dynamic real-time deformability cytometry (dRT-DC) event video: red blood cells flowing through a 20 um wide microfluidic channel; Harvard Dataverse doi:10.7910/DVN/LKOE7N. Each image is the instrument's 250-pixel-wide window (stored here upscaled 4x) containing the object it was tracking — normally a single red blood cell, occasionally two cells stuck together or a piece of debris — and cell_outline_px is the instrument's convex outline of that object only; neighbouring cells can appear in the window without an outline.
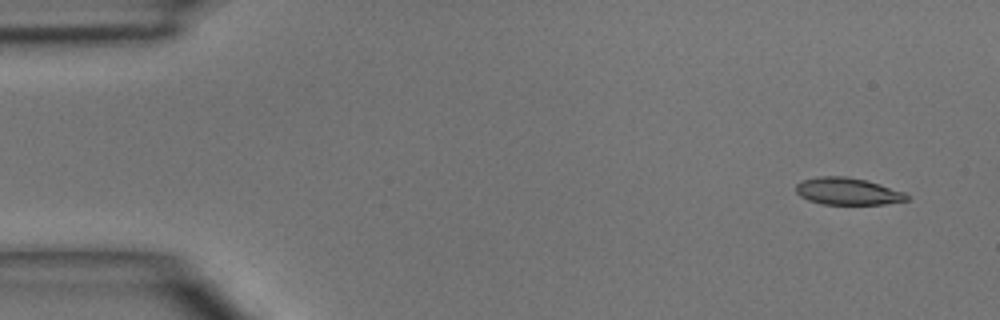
{"species": "common noctule bat (a hibernating species)", "species_latin": "Nyctalus noctula", "temperature_condition": "room temperature", "stored_images_in_passage": 5, "segment_of_instrument_passage": [1, 2], "camera_frame_rate_fps": 3000, "um_per_image_px": 0.085, "animal": {"sex": "male", "body_mass_g": 15.6}, "frame": {"image": 1, "passage_image": 1, "time_ms": 0.0, "image_size_px": [1000, 320], "cell_outline_px": [[908, 200], [884, 204], [824, 204], [808, 200], [800, 196], [796, 192], [796, 184], [804, 180], [820, 176], [848, 176], [868, 180], [904, 192], [908, 196]], "centroid_in_image_um": [72.05, 16.25], "position_along_channel_um": 12.9, "area_um2": 17.46}}
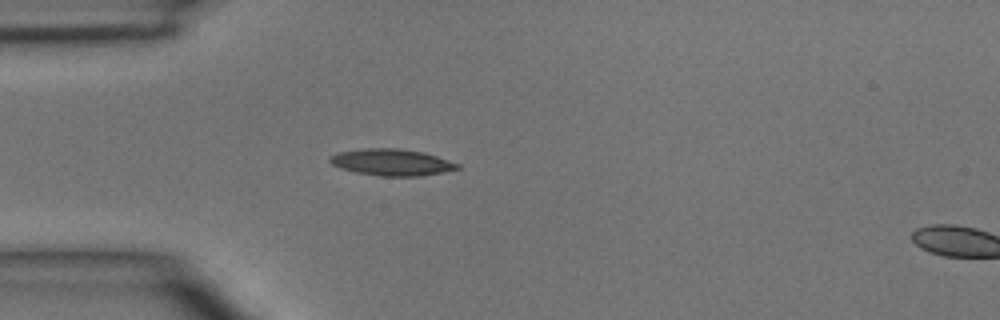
{"frame": {"image": 2, "passage_image": 4, "time_ms": 3.333, "image_size_px": [1000, 320], "cell_outline_px": [[460, 168], [444, 172], [420, 176], [380, 176], [356, 172], [340, 168], [332, 164], [328, 160], [328, 156], [340, 152], [364, 148], [400, 148], [424, 152], [460, 164]], "centroid_in_image_um": [33.29, 13.79], "position_along_channel_um": 51.7, "area_um2": 19.83}}